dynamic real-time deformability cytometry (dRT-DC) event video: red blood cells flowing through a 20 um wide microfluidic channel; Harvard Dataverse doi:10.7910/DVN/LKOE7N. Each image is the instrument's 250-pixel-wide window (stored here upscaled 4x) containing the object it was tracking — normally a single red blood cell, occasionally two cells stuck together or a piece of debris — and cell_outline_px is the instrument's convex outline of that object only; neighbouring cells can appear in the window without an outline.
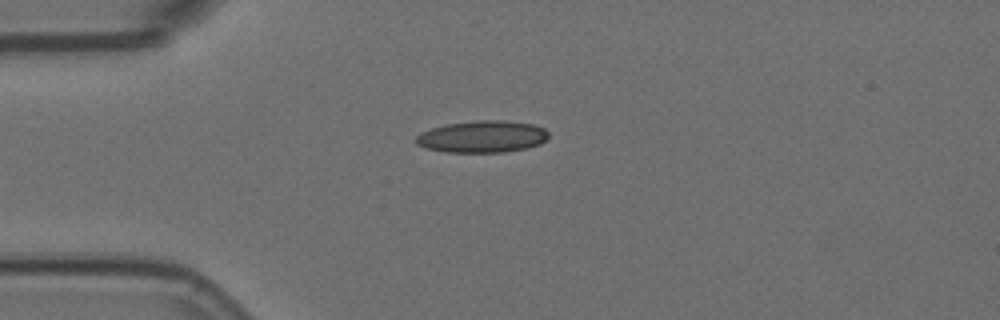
{"species": "Egyptian fruit bat (a non-hibernating species)", "species_latin": "Rousettus aegyptiacus", "temperature_condition": "room temperature", "stored_images_in_passage": 2, "camera_frame_rate_fps": 3000, "um_per_image_px": 0.085, "animal": {"sex": "female"}, "frame": {"image": 1, "passage_image": 1, "time_ms": 0.0, "image_size_px": [1000, 320], "cell_outline_px": [[548, 136], [540, 144], [528, 148], [504, 152], [444, 152], [424, 148], [416, 144], [416, 136], [420, 132], [432, 128], [448, 124], [480, 120], [504, 120], [532, 124], [544, 128], [548, 132]], "centroid_in_image_um": [40.98, 11.62], "position_along_channel_um": 44.0, "area_um2": 24.68}}